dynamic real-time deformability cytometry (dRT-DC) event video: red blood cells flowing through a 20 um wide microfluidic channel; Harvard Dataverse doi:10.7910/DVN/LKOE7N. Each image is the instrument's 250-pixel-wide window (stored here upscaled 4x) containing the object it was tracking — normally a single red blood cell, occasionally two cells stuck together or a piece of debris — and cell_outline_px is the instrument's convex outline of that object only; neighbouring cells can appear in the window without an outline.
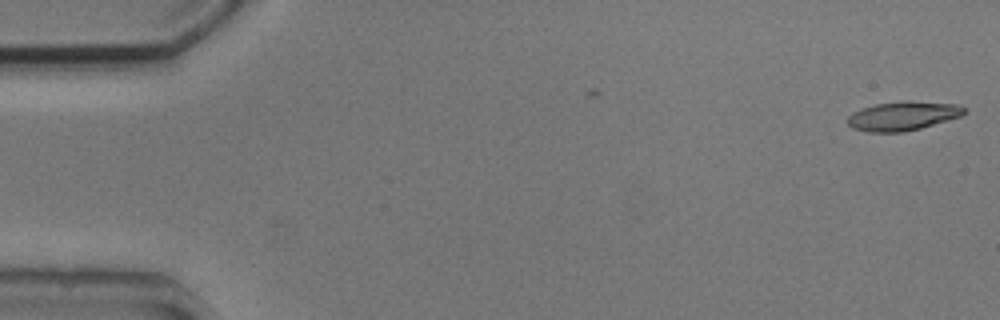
{"species": "common noctule bat (a hibernating species)", "species_latin": "Nyctalus noctula", "temperature_condition": "cold", "stored_images_in_passage": 3, "camera_frame_rate_fps": 3000, "um_per_image_px": 0.085, "animal": {"sex": "male", "body_mass_g": 20.5, "forearm_length_mm": 52.5}, "frame": {"image": 1, "passage_image": 1, "time_ms": 0.0, "image_size_px": [1000, 320], "cell_outline_px": [[968, 112], [960, 116], [948, 120], [920, 128], [904, 132], [868, 132], [852, 128], [848, 124], [848, 116], [864, 108], [876, 104], [908, 100], [956, 104], [964, 108]], "centroid_in_image_um": [76.77, 9.85], "position_along_channel_um": 8.2, "area_um2": 19.54}}